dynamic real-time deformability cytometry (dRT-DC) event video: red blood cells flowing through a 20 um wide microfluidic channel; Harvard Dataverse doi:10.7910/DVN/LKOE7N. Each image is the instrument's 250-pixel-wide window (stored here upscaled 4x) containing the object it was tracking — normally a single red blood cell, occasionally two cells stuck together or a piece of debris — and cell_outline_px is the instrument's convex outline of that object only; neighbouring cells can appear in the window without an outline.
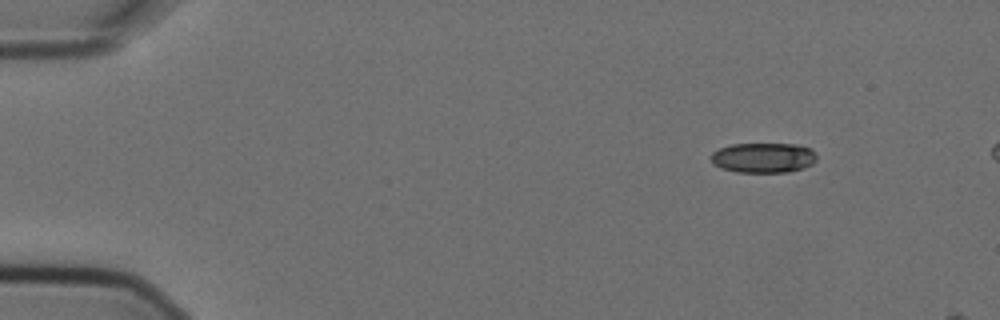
{"species": "Egyptian fruit bat (a non-hibernating species)", "species_latin": "Rousettus aegyptiacus", "temperature_condition": "cold", "stored_images_in_passage": 3, "camera_frame_rate_fps": 3000, "um_per_image_px": 0.085, "animal": {"sex": "female"}, "frame": {"image": 1, "passage_image": 1, "time_ms": 0.0, "image_size_px": [1000, 320], "cell_outline_px": [[816, 160], [812, 164], [804, 168], [788, 172], [736, 172], [720, 168], [712, 164], [712, 152], [720, 148], [732, 144], [796, 144], [812, 148], [816, 156]], "centroid_in_image_um": [64.89, 13.41], "position_along_channel_um": 20.1, "area_um2": 18.61}}